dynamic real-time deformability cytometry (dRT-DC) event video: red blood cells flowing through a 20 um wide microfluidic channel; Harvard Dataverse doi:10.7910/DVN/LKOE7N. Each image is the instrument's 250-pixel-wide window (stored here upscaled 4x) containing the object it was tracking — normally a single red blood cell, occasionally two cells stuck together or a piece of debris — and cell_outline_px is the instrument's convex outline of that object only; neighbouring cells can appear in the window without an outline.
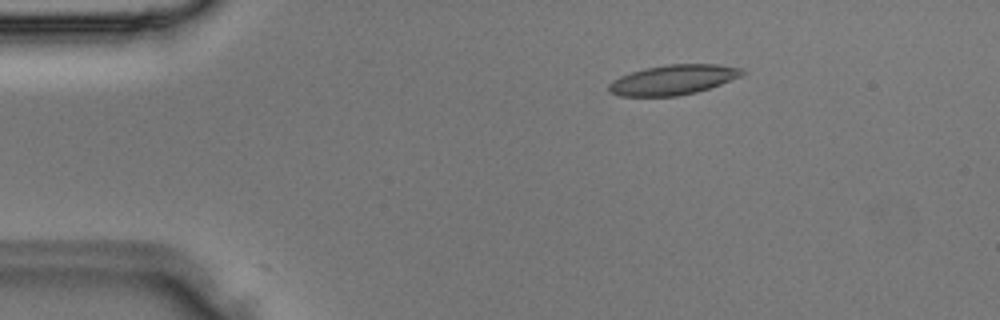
{"species": "Egyptian fruit bat (a non-hibernating species)", "species_latin": "Rousettus aegyptiacus", "temperature_condition": "room temperature", "stored_images_in_passage": 4, "camera_frame_rate_fps": 3000, "um_per_image_px": 0.085, "animal": {"sex": "male"}, "frame": {"image": 1, "passage_image": 2, "time_ms": 0.333, "image_size_px": [1000, 320], "cell_outline_px": [[748, 72], [740, 76], [720, 84], [696, 92], [676, 96], [620, 96], [608, 92], [608, 84], [612, 80], [620, 76], [644, 68], [668, 64], [716, 64], [744, 68]], "centroid_in_image_um": [57.21, 6.77], "position_along_channel_um": 27.8, "area_um2": 23.29}}